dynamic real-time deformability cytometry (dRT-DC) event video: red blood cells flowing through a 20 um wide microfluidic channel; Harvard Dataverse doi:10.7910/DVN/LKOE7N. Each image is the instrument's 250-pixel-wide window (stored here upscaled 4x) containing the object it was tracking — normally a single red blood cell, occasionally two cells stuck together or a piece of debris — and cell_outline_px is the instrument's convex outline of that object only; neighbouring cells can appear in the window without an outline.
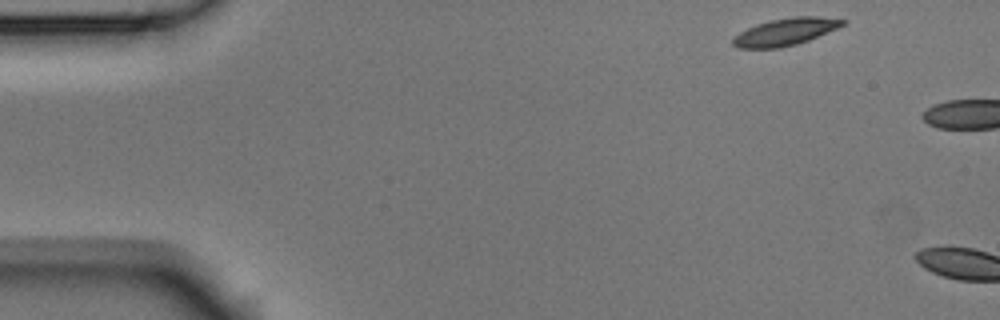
{"species": "Egyptian fruit bat (a non-hibernating species)", "species_latin": "Rousettus aegyptiacus", "temperature_condition": "room temperature", "stored_images_in_passage": 4, "camera_frame_rate_fps": 3000, "um_per_image_px": 0.085, "animal": {"sex": "male"}, "frame": {"image": 1, "passage_image": 4, "time_ms": 1.0, "image_size_px": [1000, 320], "cell_outline_px": [[848, 20], [844, 24], [836, 28], [808, 40], [796, 44], [780, 48], [736, 48], [732, 44], [732, 36], [756, 24], [772, 20], [792, 16], [820, 16]], "centroid_in_image_um": [66.72, 2.7], "position_along_channel_um": 18.3, "area_um2": 17.34}}